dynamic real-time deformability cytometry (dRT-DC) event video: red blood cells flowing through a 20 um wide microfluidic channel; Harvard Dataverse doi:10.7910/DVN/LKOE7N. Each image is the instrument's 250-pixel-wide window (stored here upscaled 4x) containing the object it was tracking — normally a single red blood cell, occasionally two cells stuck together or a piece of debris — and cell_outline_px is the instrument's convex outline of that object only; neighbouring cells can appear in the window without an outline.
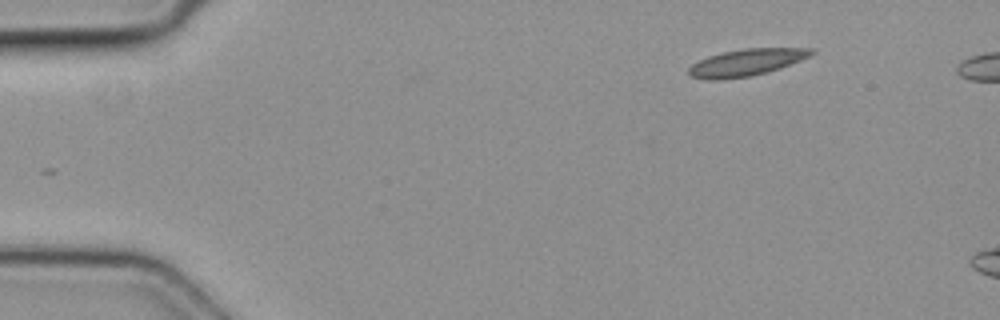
{"species": "common noctule bat (a hibernating species)", "species_latin": "Nyctalus noctula", "temperature_condition": "cold", "stored_images_in_passage": 5, "segment_of_instrument_passage": [2, 2], "camera_frame_rate_fps": 3000, "um_per_image_px": 0.085, "animal": {"sex": "female", "body_mass_g": 19.3, "forearm_length_mm": 54.1}, "frame": {"image": 1, "passage_image": 5, "time_ms": 1.333, "image_size_px": [1000, 320], "cell_outline_px": [[816, 52], [812, 56], [780, 68], [768, 72], [752, 76], [720, 80], [708, 80], [688, 76], [688, 68], [692, 64], [708, 56], [724, 52], [744, 48], [816, 48]], "centroid_in_image_um": [63.47, 5.31], "position_along_channel_um": 21.5, "area_um2": 19.48}}